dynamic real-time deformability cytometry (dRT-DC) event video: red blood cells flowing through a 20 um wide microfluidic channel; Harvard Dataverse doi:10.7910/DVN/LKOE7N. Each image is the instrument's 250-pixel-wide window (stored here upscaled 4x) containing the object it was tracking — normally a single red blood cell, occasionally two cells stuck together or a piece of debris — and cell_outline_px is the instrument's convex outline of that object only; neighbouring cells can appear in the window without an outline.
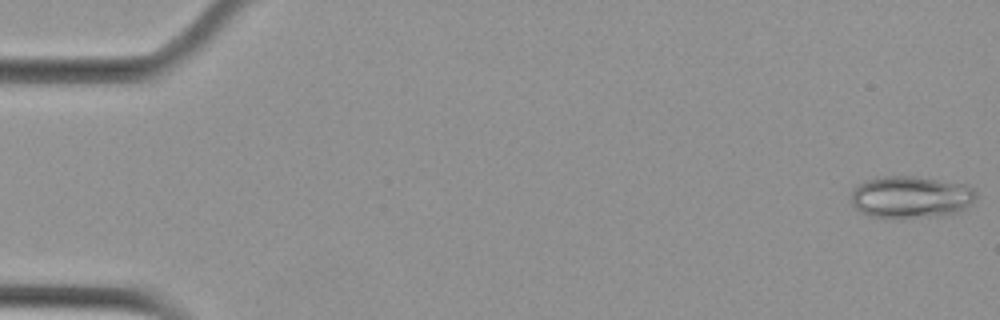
{"species": "Egyptian fruit bat (a non-hibernating species)", "species_latin": "Rousettus aegyptiacus", "temperature_condition": "cold", "stored_images_in_passage": 55, "camera_frame_rate_fps": 3000, "um_per_image_px": 0.085, "animal": {"sex": "female"}, "frame": {"image": 1, "passage_image": 1, "time_ms": 0.0, "image_size_px": [1000, 320], "cell_outline_px": [[976, 196], [972, 204], [960, 212], [948, 216], [868, 216], [860, 212], [852, 204], [852, 192], [860, 184], [868, 180], [888, 176], [912, 176], [968, 184], [976, 192]], "centroid_in_image_um": [77.5, 16.74], "position_along_channel_um": 7.5, "area_um2": 30.29}}
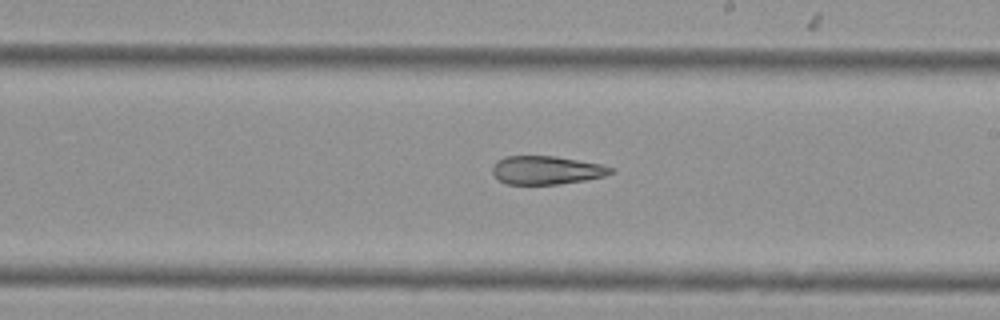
{"frame": {"image": 2, "passage_image": 32, "time_ms": 10.333, "image_size_px": [1000, 320], "cell_outline_px": [[616, 172], [604, 176], [584, 180], [560, 184], [504, 184], [492, 172], [492, 168], [496, 160], [504, 156], [556, 156], [600, 164], [612, 168]], "centroid_in_image_um": [46.43, 14.46], "position_along_channel_um": 242.6, "area_um2": 19.59}}
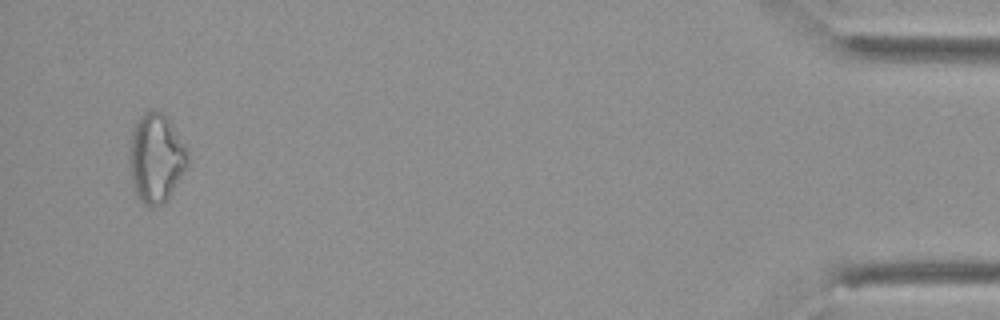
{"frame": {"image": 3, "passage_image": 53, "time_ms": 17.333, "image_size_px": [1000, 320], "cell_outline_px": [[188, 164], [168, 200], [164, 204], [152, 208], [148, 208], [140, 200], [136, 192], [132, 176], [128, 156], [132, 132], [136, 120], [144, 112], [152, 108], [160, 112], [168, 120], [184, 144], [188, 152]], "centroid_in_image_um": [13.26, 13.46], "position_along_channel_um": 421.9, "area_um2": 30.11}, "authors_computed_cell_mechanics": {"area_um2": 24.7384, "velocity_mm_per_s": 3.6997, "shape_relaxation_time_tau1_ms": null, "shape_relaxation_time_tau2_ms": 7.5218, "deformation_change_tau1": null, "deformation_change_tau2": 0.1875}}